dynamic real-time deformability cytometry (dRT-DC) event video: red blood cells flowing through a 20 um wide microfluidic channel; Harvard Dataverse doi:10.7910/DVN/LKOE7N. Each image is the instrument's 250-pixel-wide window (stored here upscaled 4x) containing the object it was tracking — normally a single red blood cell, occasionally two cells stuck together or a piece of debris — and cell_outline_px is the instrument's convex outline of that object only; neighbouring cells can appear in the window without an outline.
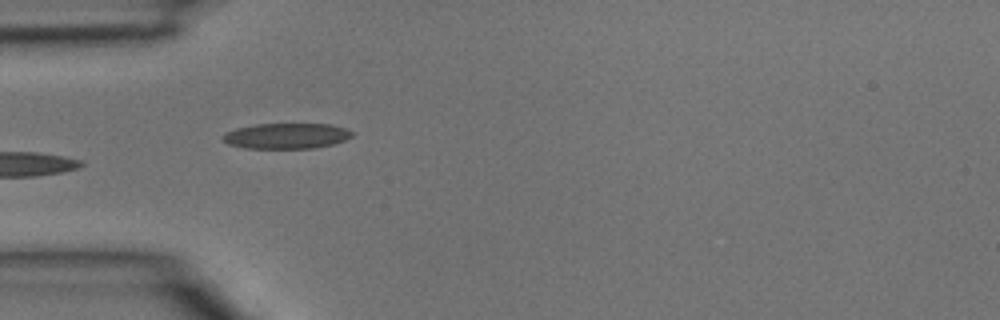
{"species": "common noctule bat (a hibernating species)", "species_latin": "Nyctalus noctula", "temperature_condition": "room temperature", "stored_images_in_passage": 4, "camera_frame_rate_fps": 3000, "um_per_image_px": 0.085, "animal": {"sex": "male", "body_mass_g": 15.6}, "frame": {"image": 1, "passage_image": 4, "time_ms": 1.0, "image_size_px": [1000, 320], "cell_outline_px": [[352, 136], [344, 140], [332, 144], [312, 148], [244, 148], [228, 144], [224, 140], [224, 136], [228, 132], [236, 128], [256, 124], [332, 124], [344, 128], [352, 132]], "centroid_in_image_um": [24.35, 11.55], "position_along_channel_um": 60.6, "area_um2": 18.96}}